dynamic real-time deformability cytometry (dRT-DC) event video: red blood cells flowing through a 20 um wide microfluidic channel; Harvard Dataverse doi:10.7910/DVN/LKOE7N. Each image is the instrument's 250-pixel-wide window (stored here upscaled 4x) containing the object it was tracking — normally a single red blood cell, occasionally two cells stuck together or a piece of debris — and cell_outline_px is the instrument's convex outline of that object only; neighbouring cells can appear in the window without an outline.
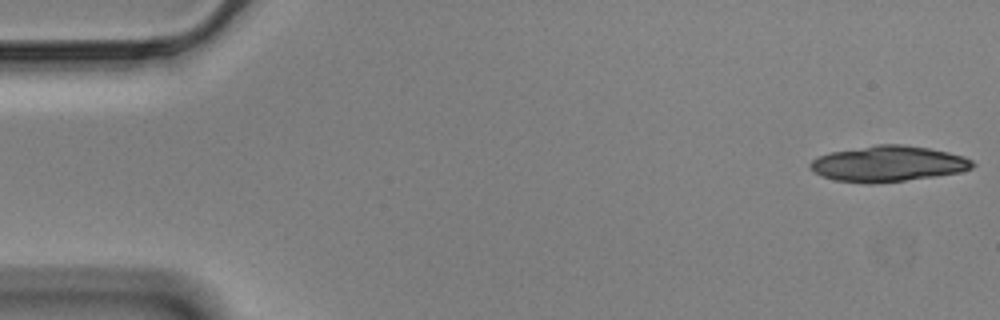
{"species": "Egyptian fruit bat (a non-hibernating species)", "species_latin": "Rousettus aegyptiacus", "temperature_condition": "cold", "stored_images_in_passage": 23, "segment_of_instrument_passage": [1, 2], "camera_frame_rate_fps": 3000, "um_per_image_px": 0.085, "animal": {"sex": "male"}, "frame": {"image": 1, "passage_image": 1, "time_ms": 0.0, "image_size_px": [1000, 320], "cell_outline_px": [[976, 164], [972, 168], [960, 172], [936, 176], [872, 184], [864, 184], [832, 180], [820, 176], [808, 168], [808, 164], [812, 160], [820, 156], [832, 152], [880, 144], [900, 144], [928, 148], [948, 152], [964, 156], [972, 160]], "centroid_in_image_um": [75.46, 13.93], "position_along_channel_um": 9.5, "area_um2": 33.87}}